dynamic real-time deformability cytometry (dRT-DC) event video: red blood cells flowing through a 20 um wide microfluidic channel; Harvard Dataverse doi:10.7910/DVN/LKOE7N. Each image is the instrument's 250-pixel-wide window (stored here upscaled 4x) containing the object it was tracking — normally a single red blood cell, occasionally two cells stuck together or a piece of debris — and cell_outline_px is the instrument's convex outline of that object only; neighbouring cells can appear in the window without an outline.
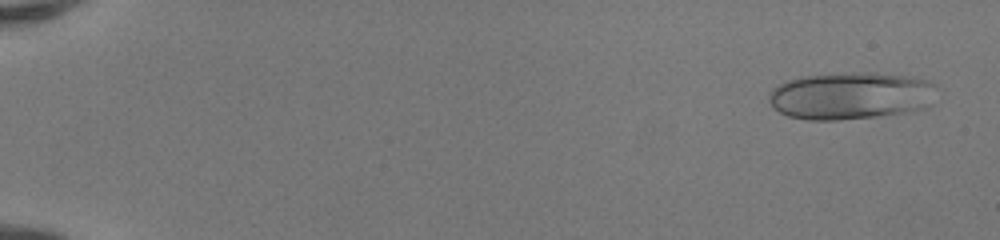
{"species": "human", "species_latin": "Homo sapiens", "temperature_condition": "room temperature", "stored_images_in_passage": 50, "camera_frame_rate_fps": 3000, "um_per_image_px": 0.085, "donor": {"sex": "female"}, "frame": {"image": 1, "passage_image": 2, "time_ms": 0.333, "image_size_px": [1000, 240], "cell_outline_px": [[932, 104], [928, 108], [912, 112], [840, 120], [808, 120], [788, 116], [772, 108], [768, 100], [768, 96], [772, 88], [788, 80], [808, 76], [868, 72], [876, 72], [912, 76], [928, 80], [932, 84]], "centroid_in_image_um": [72.32, 8.15], "position_along_channel_um": 12.7, "area_um2": 46.36}}
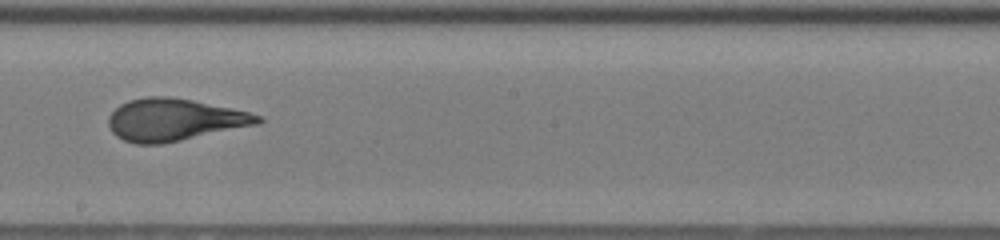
{"frame": {"image": 2, "passage_image": 30, "time_ms": 9.667, "image_size_px": [1000, 240], "cell_outline_px": [[264, 120], [260, 124], [160, 144], [136, 144], [124, 140], [116, 136], [112, 132], [108, 124], [108, 116], [120, 104], [128, 100], [148, 96], [168, 96], [192, 100], [232, 108], [264, 116]], "centroid_in_image_um": [14.82, 10.17], "position_along_channel_um": 233.4, "area_um2": 36.76}}
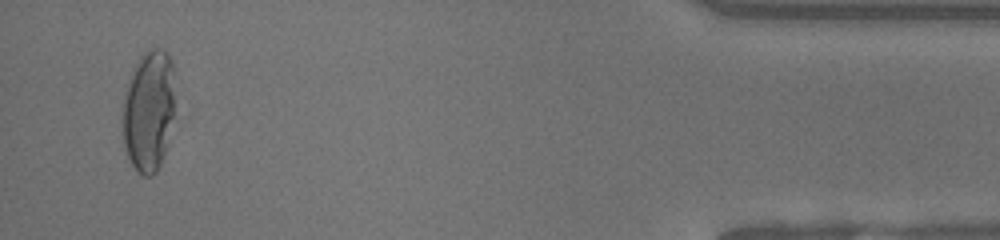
{"frame": {"image": 3, "passage_image": 48, "time_ms": 15.667, "image_size_px": [1000, 240], "cell_outline_px": [[180, 116], [160, 164], [156, 172], [152, 176], [144, 176], [132, 164], [128, 156], [124, 144], [120, 120], [124, 100], [128, 84], [136, 64], [140, 56], [148, 48], [160, 48], [168, 52], [172, 60]], "centroid_in_image_um": [12.75, 9.4], "position_along_channel_um": 422.5, "area_um2": 39.19}, "authors_computed_cell_mechanics": {"area_um2": 37.3677, "velocity_mm_per_s": 4.1796, "shape_relaxation_time_tau1_ms": 6.0093, "shape_relaxation_time_tau2_ms": 0.6784, "deformation_change_tau1": 0.2411, "deformation_change_tau2": 0.0727}}